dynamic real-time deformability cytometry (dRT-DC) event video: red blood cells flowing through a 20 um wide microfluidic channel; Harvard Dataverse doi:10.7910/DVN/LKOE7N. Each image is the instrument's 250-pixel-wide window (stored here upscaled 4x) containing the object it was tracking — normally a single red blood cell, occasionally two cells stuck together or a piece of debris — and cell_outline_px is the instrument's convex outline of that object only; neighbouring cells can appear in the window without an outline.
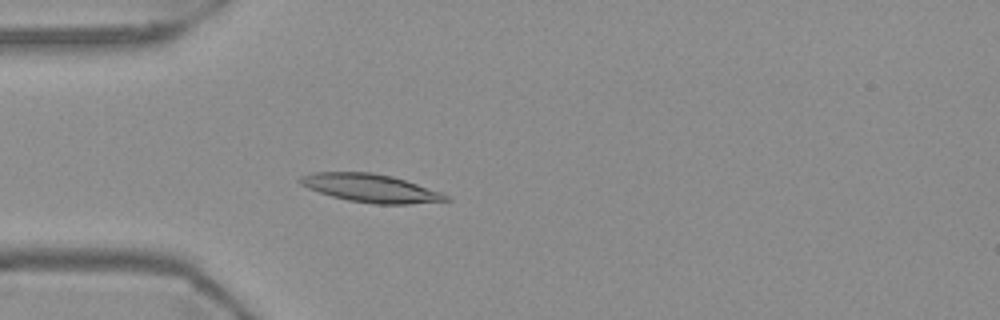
{"species": "Egyptian fruit bat (a non-hibernating species)", "species_latin": "Rousettus aegyptiacus", "temperature_condition": "warm", "stored_images_in_passage": 55, "camera_frame_rate_fps": 3000, "um_per_image_px": 0.085, "frame": {"image": 1, "passage_image": 16, "time_ms": 5.0, "image_size_px": [1000, 320], "cell_outline_px": [[452, 200], [408, 204], [376, 204], [348, 200], [332, 196], [308, 188], [300, 184], [296, 180], [300, 176], [312, 172], [372, 172], [392, 176], [440, 192], [448, 196]], "centroid_in_image_um": [31.45, 15.98], "position_along_channel_um": 53.5, "area_um2": 23.76}}
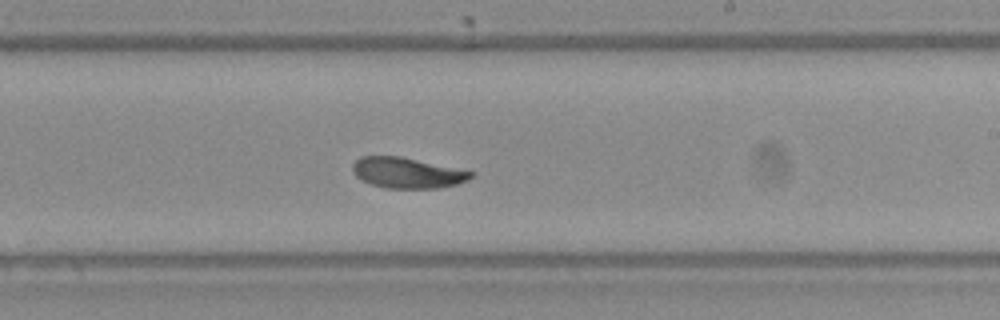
{"frame": {"image": 2, "passage_image": 33, "time_ms": 10.667, "image_size_px": [1000, 320], "cell_outline_px": [[476, 172], [468, 180], [456, 184], [436, 188], [388, 188], [372, 184], [360, 180], [352, 172], [352, 164], [360, 156], [400, 156]], "centroid_in_image_um": [34.59, 14.68], "position_along_channel_um": 254.4, "area_um2": 21.1}}
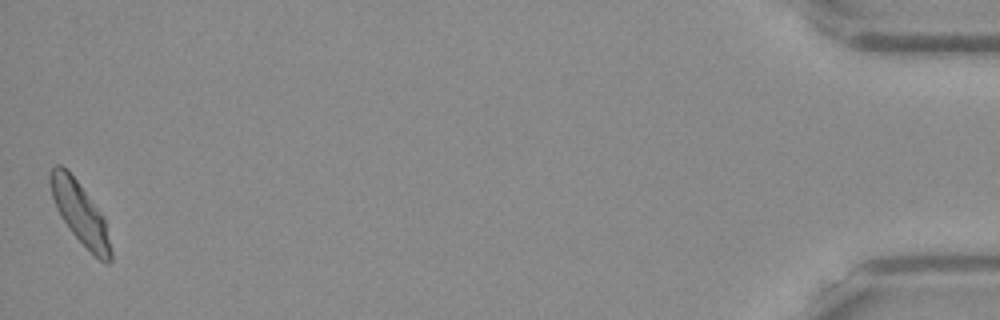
{"frame": {"image": 3, "passage_image": 55, "time_ms": 18.0, "image_size_px": [1000, 320], "cell_outline_px": [[112, 260], [108, 264], [100, 260], [72, 232], [60, 216], [56, 208], [52, 196], [48, 180], [48, 176], [52, 168], [56, 164], [60, 164], [76, 180], [104, 216], [112, 252]], "centroid_in_image_um": [6.8, 18.1], "position_along_channel_um": 428.4, "area_um2": 21.33}, "authors_computed_cell_mechanics": {"area_um2": 22.1952, "velocity_mm_per_s": 3.6676, "shape_relaxation_time_tau1_ms": 3.7336, "shape_relaxation_time_tau2_ms": 2.9979, "deformation_change_tau1": 0.1034, "deformation_change_tau2": 0.0665}}